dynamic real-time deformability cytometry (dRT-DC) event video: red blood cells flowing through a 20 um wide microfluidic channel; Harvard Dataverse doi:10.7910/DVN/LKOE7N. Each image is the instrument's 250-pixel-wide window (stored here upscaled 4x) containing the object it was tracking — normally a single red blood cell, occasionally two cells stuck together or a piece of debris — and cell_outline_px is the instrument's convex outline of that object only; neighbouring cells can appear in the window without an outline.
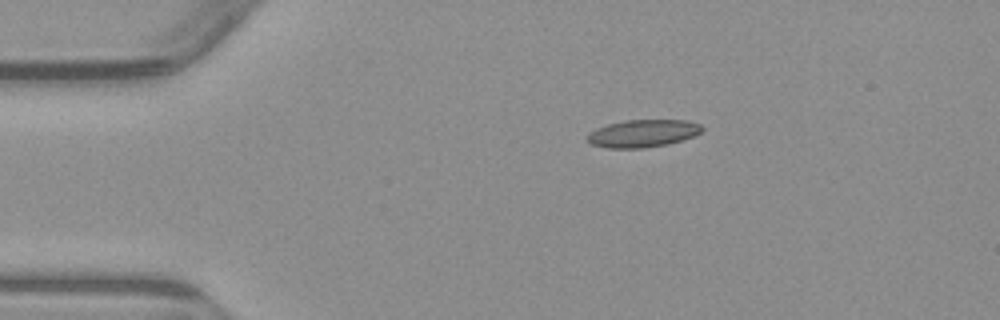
{"species": "common noctule bat (a hibernating species)", "species_latin": "Nyctalus noctula", "temperature_condition": "warm", "stored_images_in_passage": 3, "camera_frame_rate_fps": 3000, "um_per_image_px": 0.085, "animal": {"sex": "male", "body_mass_g": 23.1, "forearm_length_mm": 52.7}, "frame": {"image": 1, "passage_image": 3, "time_ms": 6.333, "image_size_px": [1000, 320], "cell_outline_px": [[704, 128], [700, 132], [692, 136], [668, 144], [644, 148], [608, 148], [592, 144], [588, 140], [588, 132], [596, 128], [608, 124], [624, 120], [688, 120], [700, 124]], "centroid_in_image_um": [54.63, 11.33], "position_along_channel_um": 30.4, "area_um2": 18.32}}